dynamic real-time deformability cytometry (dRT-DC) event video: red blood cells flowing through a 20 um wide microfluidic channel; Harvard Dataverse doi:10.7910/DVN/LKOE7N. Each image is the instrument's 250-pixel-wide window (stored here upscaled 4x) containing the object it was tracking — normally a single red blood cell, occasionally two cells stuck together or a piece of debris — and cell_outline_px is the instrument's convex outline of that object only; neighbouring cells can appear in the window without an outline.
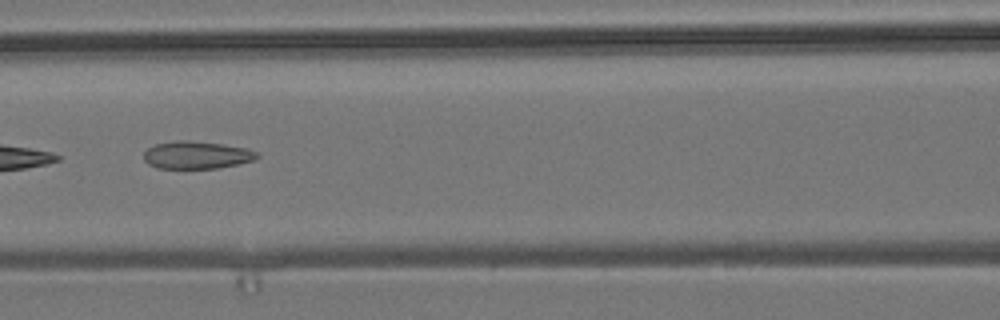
{"species": "common noctule bat (a hibernating species)", "species_latin": "Nyctalus noctula", "temperature_condition": "room temperature", "stored_images_in_passage": 6, "camera_frame_rate_fps": 3000, "um_per_image_px": 0.085, "animal": {"sex": "male", "body_mass_g": 19.2, "forearm_length_mm": 51.8}, "frame": {"image": 1, "passage_image": 5, "time_ms": 1.333, "image_size_px": [1000, 320], "cell_outline_px": [[260, 156], [256, 160], [216, 168], [160, 168], [148, 164], [144, 160], [144, 152], [148, 148], [156, 144], [176, 140], [188, 140], [224, 144], [248, 148], [256, 152]], "centroid_in_image_um": [16.73, 13.17], "position_along_channel_um": 149.9, "area_um2": 18.21}}
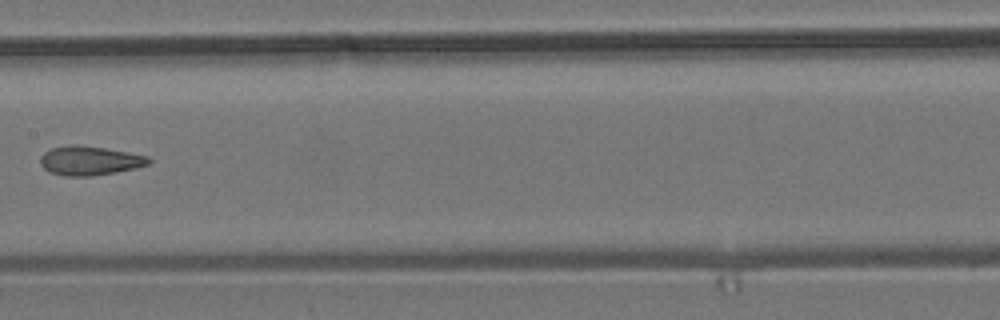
{"frame": {"image": 2, "passage_image": 6, "time_ms": 1.667, "image_size_px": [1000, 320], "cell_outline_px": [[152, 160], [148, 164], [136, 168], [116, 172], [92, 176], [64, 176], [48, 172], [40, 164], [40, 156], [44, 152], [52, 148], [68, 144], [76, 144], [104, 148], [148, 156]], "centroid_in_image_um": [7.59, 13.66], "position_along_channel_um": 199.8, "area_um2": 18.5}}